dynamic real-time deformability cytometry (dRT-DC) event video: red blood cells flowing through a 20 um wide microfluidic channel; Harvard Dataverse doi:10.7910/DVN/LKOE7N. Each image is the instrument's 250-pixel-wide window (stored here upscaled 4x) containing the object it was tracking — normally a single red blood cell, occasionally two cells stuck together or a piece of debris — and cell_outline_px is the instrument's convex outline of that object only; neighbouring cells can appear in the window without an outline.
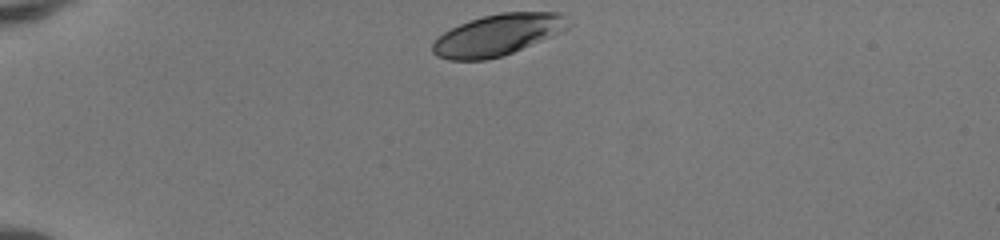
{"species": "human", "species_latin": "Homo sapiens", "temperature_condition": "room temperature", "stored_images_in_passage": 34, "camera_frame_rate_fps": 3000, "um_per_image_px": 0.085, "donor": {"sex": "female"}, "frame": {"image": 1, "passage_image": 1, "time_ms": 0.0, "image_size_px": [1000, 240], "cell_outline_px": [[572, 24], [568, 28], [560, 32], [504, 56], [484, 60], [448, 60], [436, 56], [432, 52], [432, 44], [444, 32], [460, 24], [484, 16], [500, 12], [560, 12]], "centroid_in_image_um": [42.31, 2.97], "position_along_channel_um": 42.7, "area_um2": 32.48}}
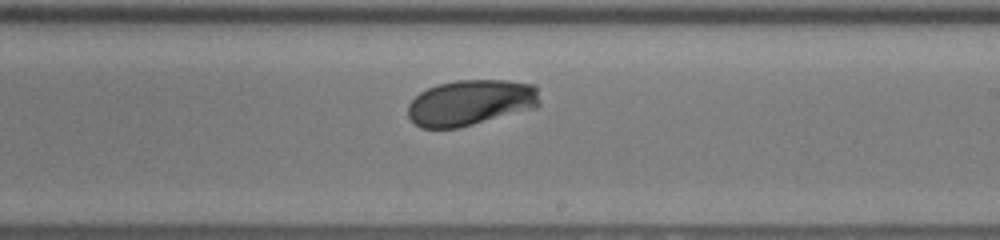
{"frame": {"image": 2, "passage_image": 20, "time_ms": 6.333, "image_size_px": [1000, 240], "cell_outline_px": [[540, 104], [536, 108], [456, 128], [420, 128], [408, 116], [408, 104], [420, 92], [428, 88], [440, 84], [456, 80], [508, 80], [536, 84], [540, 100]], "centroid_in_image_um": [40.04, 8.71], "position_along_channel_um": 249.0, "area_um2": 35.2}}
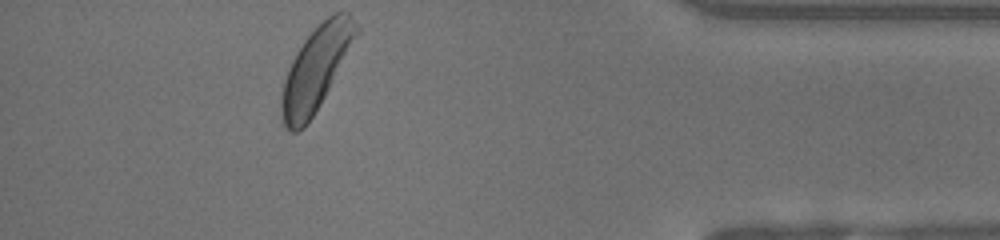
{"frame": {"image": 3, "passage_image": 34, "time_ms": 11.0, "image_size_px": [1000, 240], "cell_outline_px": [[360, 32], [320, 104], [304, 128], [296, 132], [292, 132], [284, 124], [280, 112], [280, 100], [284, 80], [288, 68], [296, 52], [304, 40], [332, 12], [348, 12], [352, 16], [360, 28]], "centroid_in_image_um": [26.86, 5.81], "position_along_channel_um": 408.3, "area_um2": 36.01}, "authors_computed_cell_mechanics": {"area_um2": 34.9401, "velocity_mm_per_s": 4.1191, "shape_relaxation_time_tau1_ms": 1.1458, "shape_relaxation_time_tau2_ms": null, "deformation_change_tau1": 0.1044, "deformation_change_tau2": null}}